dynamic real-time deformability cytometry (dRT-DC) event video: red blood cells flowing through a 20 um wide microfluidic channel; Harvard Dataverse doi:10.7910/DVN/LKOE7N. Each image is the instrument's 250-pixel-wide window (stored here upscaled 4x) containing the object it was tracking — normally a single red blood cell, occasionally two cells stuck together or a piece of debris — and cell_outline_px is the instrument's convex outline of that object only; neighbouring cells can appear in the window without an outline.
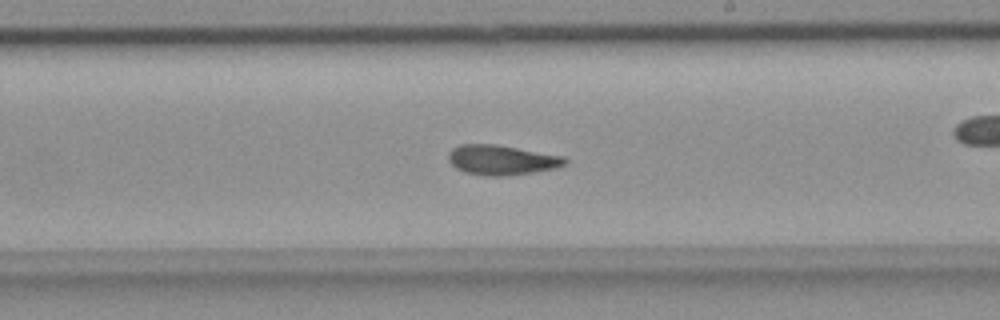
{"species": "common noctule bat (a hibernating species)", "species_latin": "Nyctalus noctula", "temperature_condition": "room temperature", "stored_images_in_passage": 57, "camera_frame_rate_fps": 3000, "um_per_image_px": 0.085, "animal": {"sex": "female", "body_mass_g": 18.4}, "frame": {"image": 1, "passage_image": 33, "time_ms": 10.667, "image_size_px": [1000, 320], "cell_outline_px": [[568, 164], [556, 168], [532, 172], [504, 176], [484, 176], [464, 172], [456, 168], [448, 160], [448, 152], [452, 148], [460, 144], [496, 144], [564, 156], [568, 160]], "centroid_in_image_um": [42.64, 13.59], "position_along_channel_um": 246.4, "area_um2": 20.46}, "authors_computed_cell_mechanics": {"area_um2": 20.23, "velocity_mm_per_s": 3.6295, "shape_relaxation_time_tau1_ms": null, "shape_relaxation_time_tau2_ms": 3.2472, "deformation_change_tau1": null, "deformation_change_tau2": 0.0964}}